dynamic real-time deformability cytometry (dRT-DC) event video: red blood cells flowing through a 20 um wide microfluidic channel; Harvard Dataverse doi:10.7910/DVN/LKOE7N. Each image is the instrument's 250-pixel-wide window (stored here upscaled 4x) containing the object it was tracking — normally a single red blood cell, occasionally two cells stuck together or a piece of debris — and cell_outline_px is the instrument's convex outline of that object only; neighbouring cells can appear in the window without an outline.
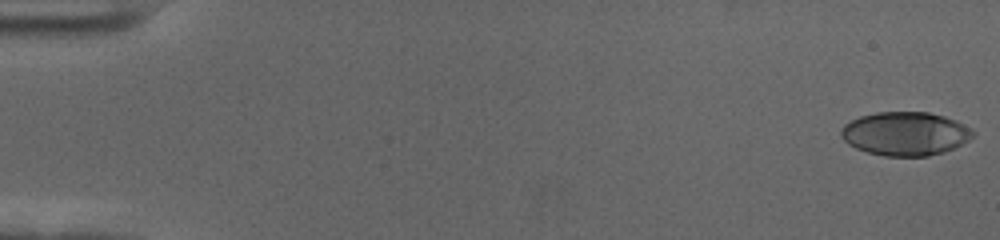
{"species": "human", "species_latin": "Homo sapiens", "temperature_condition": "cold", "stored_images_in_passage": 58, "camera_frame_rate_fps": 3000, "um_per_image_px": 0.085, "donor": {"sex": "female"}, "frame": {"image": 1, "passage_image": 1, "time_ms": 0.0, "image_size_px": [1000, 240], "cell_outline_px": [[976, 136], [944, 152], [928, 156], [884, 156], [868, 152], [856, 148], [848, 144], [840, 136], [840, 128], [844, 124], [860, 116], [876, 112], [928, 112], [944, 116], [956, 120], [972, 128], [976, 132]], "centroid_in_image_um": [76.95, 11.36], "position_along_channel_um": 8.0, "area_um2": 33.76}}
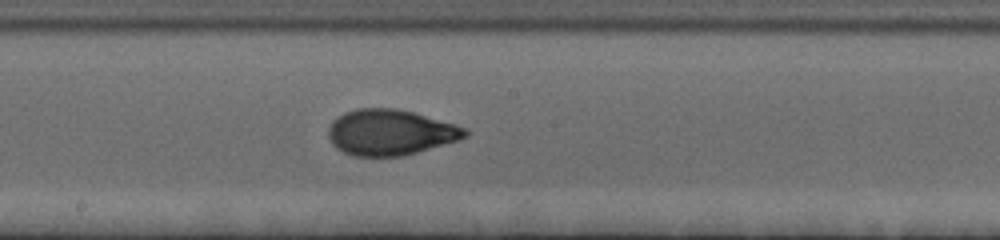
{"frame": {"image": 2, "passage_image": 32, "time_ms": 10.333, "image_size_px": [1000, 240], "cell_outline_px": [[468, 136], [460, 140], [404, 156], [352, 156], [336, 148], [332, 144], [328, 136], [328, 128], [332, 120], [336, 116], [344, 112], [356, 108], [396, 108], [412, 112], [468, 128]], "centroid_in_image_um": [33.16, 11.25], "position_along_channel_um": 215.0, "area_um2": 36.7}}
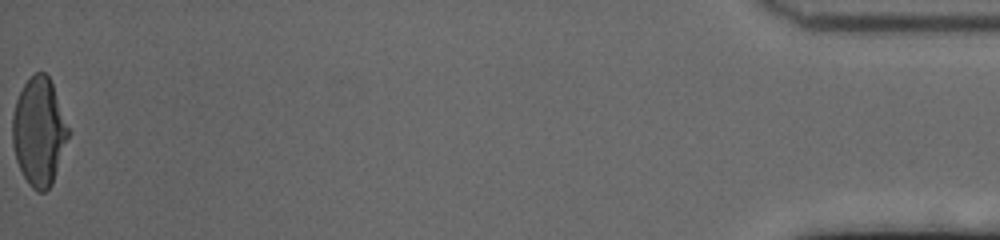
{"frame": {"image": 3, "passage_image": 58, "time_ms": 19.0, "image_size_px": [1000, 240], "cell_outline_px": [[72, 132], [52, 184], [44, 192], [36, 192], [28, 184], [16, 160], [12, 144], [12, 116], [16, 100], [24, 84], [36, 72], [44, 72], [48, 76], [52, 84]], "centroid_in_image_um": [3.34, 11.22], "position_along_channel_um": 431.9, "area_um2": 35.55}, "authors_computed_cell_mechanics": {"area_um2": 35.1713, "velocity_mm_per_s": 3.556, "shape_relaxation_time_tau1_ms": 4.3909, "shape_relaxation_time_tau2_ms": 1.0322, "deformation_change_tau1": 0.1905, "deformation_change_tau2": 0.06}}